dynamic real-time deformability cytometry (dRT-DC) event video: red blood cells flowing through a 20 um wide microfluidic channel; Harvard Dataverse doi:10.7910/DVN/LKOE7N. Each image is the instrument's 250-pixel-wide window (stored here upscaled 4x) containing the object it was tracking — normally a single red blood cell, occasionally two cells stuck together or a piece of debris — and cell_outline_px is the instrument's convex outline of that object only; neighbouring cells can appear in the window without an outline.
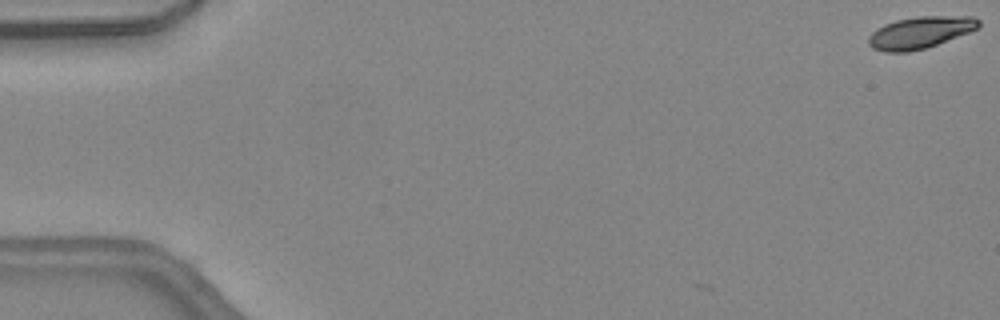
{"species": "common noctule bat (a hibernating species)", "species_latin": "Nyctalus noctula", "temperature_condition": "warm", "stored_images_in_passage": 3, "camera_frame_rate_fps": 3000, "um_per_image_px": 0.085, "animal": {"sex": "female", "body_mass_g": 24.6, "forearm_length_mm": 56.2}, "frame": {"image": 1, "passage_image": 1, "time_ms": 0.0, "image_size_px": [1000, 320], "cell_outline_px": [[980, 28], [936, 44], [924, 48], [908, 52], [884, 52], [872, 48], [868, 44], [868, 36], [876, 28], [884, 24], [896, 20], [916, 16], [972, 16], [980, 20]], "centroid_in_image_um": [78.19, 2.75], "position_along_channel_um": 6.8, "area_um2": 20.52}}